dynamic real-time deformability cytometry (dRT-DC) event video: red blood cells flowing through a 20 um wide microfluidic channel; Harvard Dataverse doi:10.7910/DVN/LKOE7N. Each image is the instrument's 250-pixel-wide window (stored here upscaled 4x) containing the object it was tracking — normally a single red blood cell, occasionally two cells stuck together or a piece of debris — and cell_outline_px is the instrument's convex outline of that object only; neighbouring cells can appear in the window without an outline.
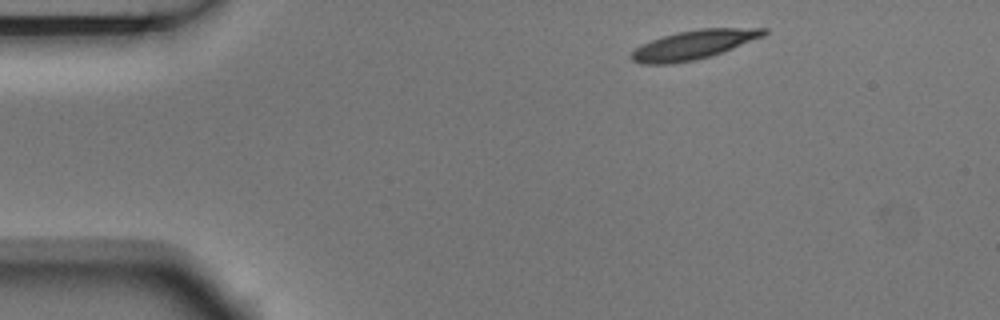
{"species": "Egyptian fruit bat (a non-hibernating species)", "species_latin": "Rousettus aegyptiacus", "temperature_condition": "room temperature", "stored_images_in_passage": 3, "camera_frame_rate_fps": 3000, "um_per_image_px": 0.085, "animal": {"sex": "male"}, "frame": {"image": 1, "passage_image": 1, "time_ms": 0.0, "image_size_px": [1000, 320], "cell_outline_px": [[768, 32], [764, 36], [732, 48], [696, 60], [672, 64], [640, 64], [632, 60], [628, 56], [640, 44], [676, 32], [700, 28], [768, 28]], "centroid_in_image_um": [58.92, 3.8], "position_along_channel_um": 26.1, "area_um2": 22.37}}